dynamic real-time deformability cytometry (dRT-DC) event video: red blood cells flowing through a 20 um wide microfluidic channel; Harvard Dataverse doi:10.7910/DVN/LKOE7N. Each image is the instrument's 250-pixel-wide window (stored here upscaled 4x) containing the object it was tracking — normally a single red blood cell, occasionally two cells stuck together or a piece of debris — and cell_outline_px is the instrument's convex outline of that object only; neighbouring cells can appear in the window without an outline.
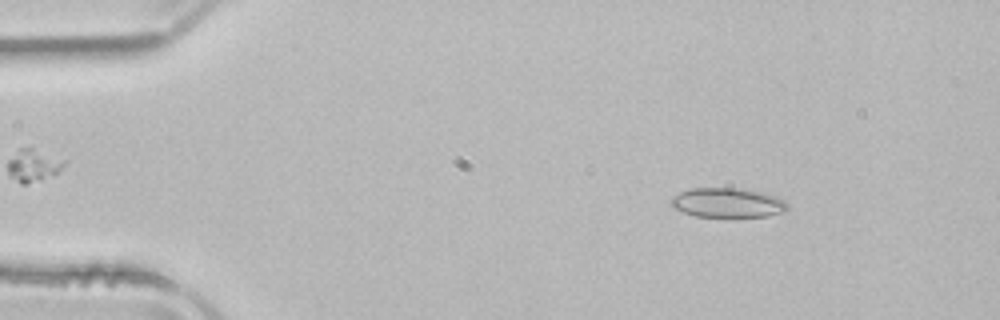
{"species": "common noctule bat (a hibernating species)", "species_latin": "Nyctalus noctula", "temperature_condition": "room temperature", "stored_images_in_passage": 51, "camera_frame_rate_fps": 3000, "um_per_image_px": 0.085, "animal": {"sex": "male", "body_mass_g": 21.5, "forearm_length_mm": 52.0}, "frame": {"image": 1, "passage_image": 7, "time_ms": 2.0, "image_size_px": [1000, 320], "cell_outline_px": [[788, 208], [784, 212], [768, 216], [724, 220], [696, 216], [672, 208], [668, 200], [672, 196], [680, 192], [692, 188], [732, 188], [760, 192], [776, 196], [784, 200], [788, 204]], "centroid_in_image_um": [61.82, 17.29], "position_along_channel_um": 23.2, "area_um2": 20.98}}
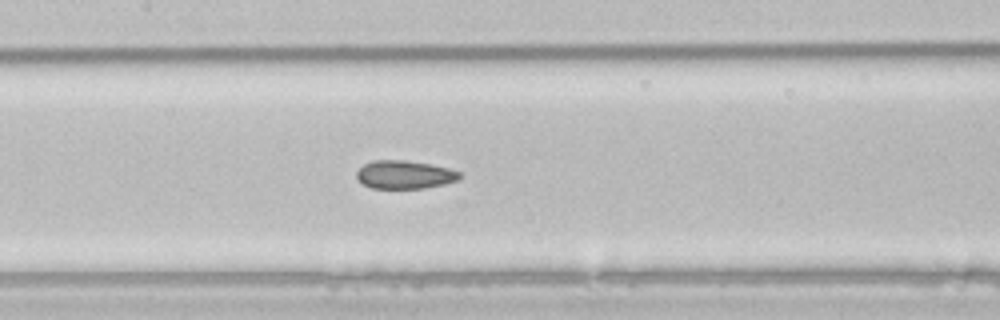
{"frame": {"image": 2, "passage_image": 24, "time_ms": 7.667, "image_size_px": [1000, 320], "cell_outline_px": [[460, 176], [456, 180], [444, 184], [424, 188], [372, 188], [364, 184], [356, 176], [356, 172], [364, 164], [372, 160], [404, 160], [432, 164], [448, 168], [460, 172]], "centroid_in_image_um": [34.38, 14.83], "position_along_channel_um": 173.0, "area_um2": 16.82}}
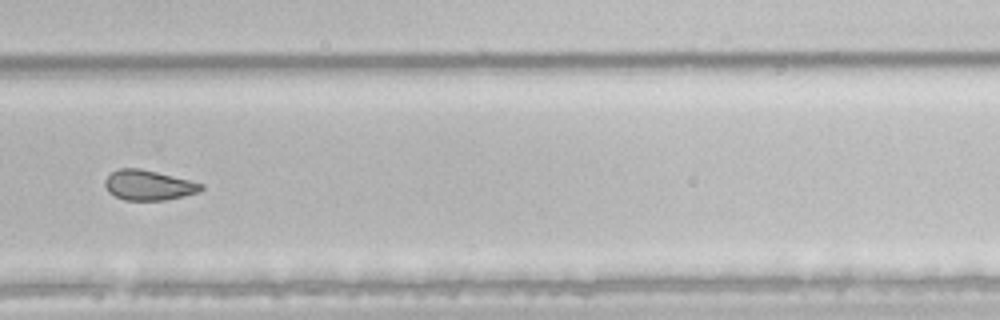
{"frame": {"image": 3, "passage_image": 35, "time_ms": 11.333, "image_size_px": [1000, 320], "cell_outline_px": [[204, 188], [196, 192], [184, 196], [164, 200], [124, 200], [108, 192], [104, 184], [104, 180], [112, 172], [120, 168], [140, 168], [204, 184]], "centroid_in_image_um": [12.59, 15.74], "position_along_channel_um": 317.2, "area_um2": 16.65}, "authors_computed_cell_mechanics": {"area_um2": 18.6694, "velocity_mm_per_s": 3.9553, "shape_relaxation_time_tau1_ms": null, "shape_relaxation_time_tau2_ms": 3.3673, "deformation_change_tau1": null, "deformation_change_tau2": 0.0657}}